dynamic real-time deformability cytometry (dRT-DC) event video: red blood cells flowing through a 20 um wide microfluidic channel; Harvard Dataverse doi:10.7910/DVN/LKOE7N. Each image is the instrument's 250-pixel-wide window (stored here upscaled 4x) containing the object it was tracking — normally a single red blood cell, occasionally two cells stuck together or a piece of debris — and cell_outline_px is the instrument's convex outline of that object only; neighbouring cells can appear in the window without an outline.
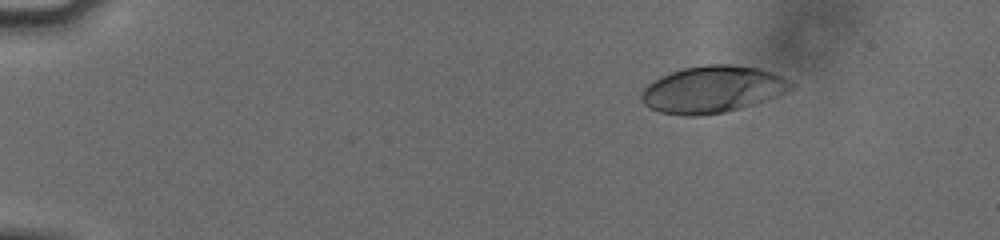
{"species": "human", "species_latin": "Homo sapiens", "temperature_condition": "cold", "stored_images_in_passage": 48, "camera_frame_rate_fps": 3000, "um_per_image_px": 0.085, "donor": {"sex": "male"}, "frame": {"image": 1, "passage_image": 1, "time_ms": 0.0, "image_size_px": [1000, 240], "cell_outline_px": [[796, 84], [784, 92], [764, 100], [740, 108], [724, 112], [700, 116], [684, 116], [660, 112], [644, 104], [640, 100], [640, 92], [652, 80], [660, 76], [684, 68], [704, 64], [732, 64], [760, 68], [772, 72]], "centroid_in_image_um": [60.5, 7.59], "position_along_channel_um": 24.5, "area_um2": 40.75}}
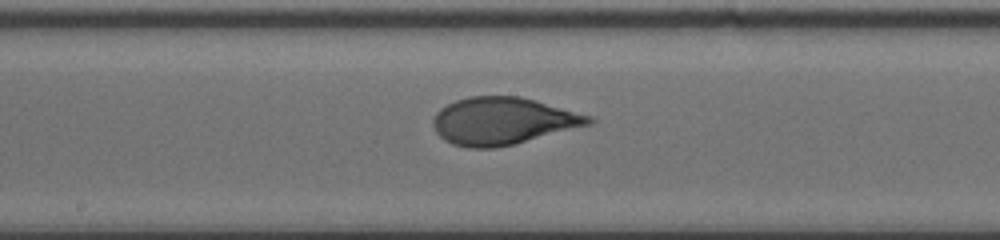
{"frame": {"image": 2, "passage_image": 24, "time_ms": 7.667, "image_size_px": [1000, 240], "cell_outline_px": [[596, 120], [592, 124], [496, 148], [468, 148], [452, 144], [444, 140], [436, 132], [432, 124], [432, 120], [436, 112], [440, 108], [456, 100], [472, 96], [520, 96], [592, 116]], "centroid_in_image_um": [42.72, 10.28], "position_along_channel_um": 205.5, "area_um2": 42.71}}
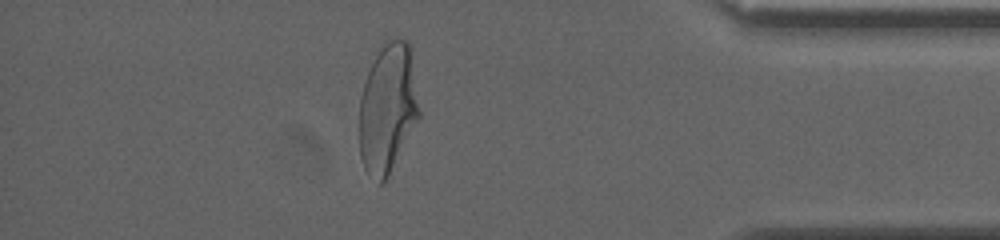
{"frame": {"image": 3, "passage_image": 42, "time_ms": 13.667, "image_size_px": [1000, 240], "cell_outline_px": [[420, 116], [388, 180], [384, 184], [380, 184], [364, 168], [360, 156], [360, 96], [368, 72], [380, 44], [392, 40], [404, 40], [408, 44], [412, 52], [420, 112]], "centroid_in_image_um": [32.97, 9.25], "position_along_channel_um": 402.2, "area_um2": 45.49}, "authors_computed_cell_mechanics": {"area_um2": 42.0784, "velocity_mm_per_s": 3.7592, "shape_relaxation_time_tau1_ms": 4.4686, "shape_relaxation_time_tau2_ms": null, "deformation_change_tau1": 0.1878, "deformation_change_tau2": null}}